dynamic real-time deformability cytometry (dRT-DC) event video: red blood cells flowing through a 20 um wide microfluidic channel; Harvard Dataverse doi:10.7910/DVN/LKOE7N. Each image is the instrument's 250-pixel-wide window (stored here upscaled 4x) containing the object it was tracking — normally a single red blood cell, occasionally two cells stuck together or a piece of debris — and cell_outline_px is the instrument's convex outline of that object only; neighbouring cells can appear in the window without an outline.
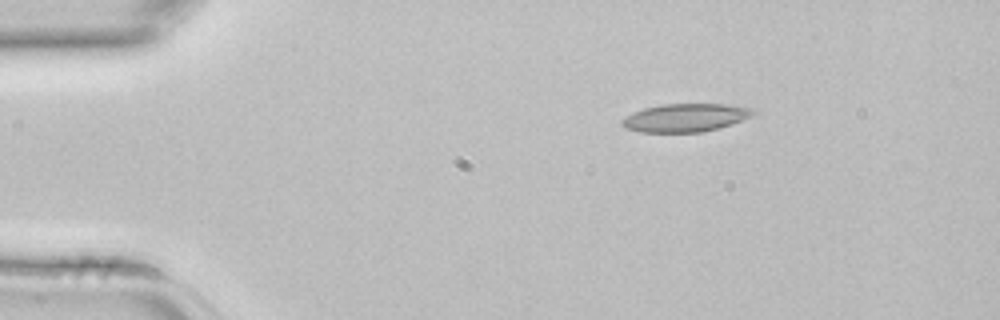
{"species": "common noctule bat (a hibernating species)", "species_latin": "Nyctalus noctula", "temperature_condition": "room temperature", "stored_images_in_passage": 5, "camera_frame_rate_fps": 3000, "um_per_image_px": 0.085, "animal": {"sex": "female", "body_mass_g": 22.7, "forearm_length_mm": 54.2}, "frame": {"image": 1, "passage_image": 5, "time_ms": 1.333, "image_size_px": [1000, 320], "cell_outline_px": [[756, 112], [752, 116], [732, 124], [700, 132], [640, 132], [624, 128], [620, 124], [620, 120], [624, 116], [632, 112], [644, 108], [660, 104], [724, 104], [756, 108]], "centroid_in_image_um": [58.22, 10.0], "position_along_channel_um": 26.8, "area_um2": 21.73}}